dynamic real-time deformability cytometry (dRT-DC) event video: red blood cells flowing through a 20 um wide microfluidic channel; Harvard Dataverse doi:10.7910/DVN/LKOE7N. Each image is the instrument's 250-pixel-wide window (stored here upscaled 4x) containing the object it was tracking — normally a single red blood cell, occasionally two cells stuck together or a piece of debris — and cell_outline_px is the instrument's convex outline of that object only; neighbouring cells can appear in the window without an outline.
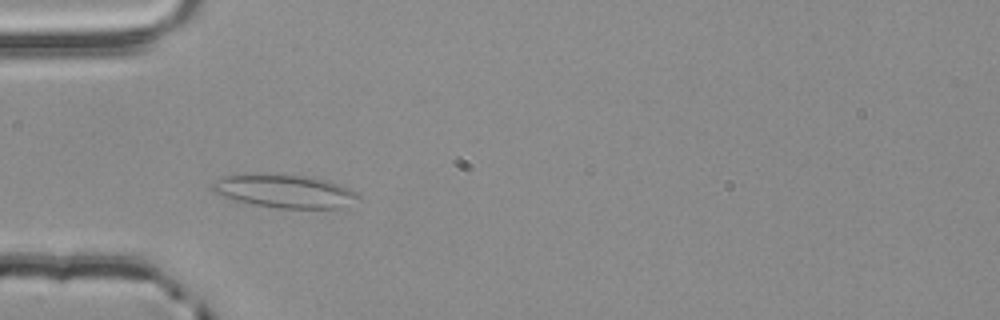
{"species": "common noctule bat (a hibernating species)", "species_latin": "Nyctalus noctula", "temperature_condition": "room temperature", "stored_images_in_passage": 4, "camera_frame_rate_fps": 3000, "um_per_image_px": 0.085, "animal": {"sex": "male", "body_mass_g": 20.4}, "frame": {"image": 1, "passage_image": 3, "time_ms": 0.667, "image_size_px": [1000, 320], "cell_outline_px": [[360, 196], [340, 208], [276, 208], [232, 200], [212, 192], [208, 184], [224, 176], [312, 176], [328, 180], [340, 184], [356, 192]], "centroid_in_image_um": [24.17, 16.28], "position_along_channel_um": 60.8, "area_um2": 27.57}}